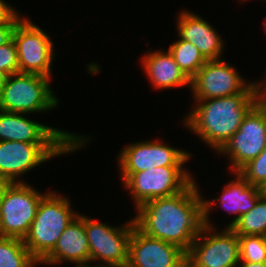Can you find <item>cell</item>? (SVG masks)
<instances>
[{"mask_svg": "<svg viewBox=\"0 0 266 267\" xmlns=\"http://www.w3.org/2000/svg\"><path fill=\"white\" fill-rule=\"evenodd\" d=\"M196 184L193 181L174 196L154 198L138 206L135 226L187 253L203 226V197Z\"/></svg>", "mask_w": 266, "mask_h": 267, "instance_id": "6da1fadb", "label": "cell"}, {"mask_svg": "<svg viewBox=\"0 0 266 267\" xmlns=\"http://www.w3.org/2000/svg\"><path fill=\"white\" fill-rule=\"evenodd\" d=\"M254 106L251 84L240 94L196 101V107L184 118L185 126L218 152Z\"/></svg>", "mask_w": 266, "mask_h": 267, "instance_id": "7a4b0ae2", "label": "cell"}, {"mask_svg": "<svg viewBox=\"0 0 266 267\" xmlns=\"http://www.w3.org/2000/svg\"><path fill=\"white\" fill-rule=\"evenodd\" d=\"M70 204L69 198L54 191L42 197L29 232L23 239L24 245L39 263L54 249L62 232L78 216Z\"/></svg>", "mask_w": 266, "mask_h": 267, "instance_id": "3957f363", "label": "cell"}, {"mask_svg": "<svg viewBox=\"0 0 266 267\" xmlns=\"http://www.w3.org/2000/svg\"><path fill=\"white\" fill-rule=\"evenodd\" d=\"M51 78L33 73H13L0 90V110L11 113H34L58 105L50 88Z\"/></svg>", "mask_w": 266, "mask_h": 267, "instance_id": "277c9868", "label": "cell"}, {"mask_svg": "<svg viewBox=\"0 0 266 267\" xmlns=\"http://www.w3.org/2000/svg\"><path fill=\"white\" fill-rule=\"evenodd\" d=\"M85 143H26L0 141V177L11 183L21 174L37 167L54 156L80 149Z\"/></svg>", "mask_w": 266, "mask_h": 267, "instance_id": "5b68a950", "label": "cell"}, {"mask_svg": "<svg viewBox=\"0 0 266 267\" xmlns=\"http://www.w3.org/2000/svg\"><path fill=\"white\" fill-rule=\"evenodd\" d=\"M44 195L27 183H10L1 201L0 236L23 240Z\"/></svg>", "mask_w": 266, "mask_h": 267, "instance_id": "8992f818", "label": "cell"}, {"mask_svg": "<svg viewBox=\"0 0 266 267\" xmlns=\"http://www.w3.org/2000/svg\"><path fill=\"white\" fill-rule=\"evenodd\" d=\"M84 225L90 263L100 260L103 267H125L128 264L129 240L135 225L133 219L126 225L115 228L84 215Z\"/></svg>", "mask_w": 266, "mask_h": 267, "instance_id": "52a82bcc", "label": "cell"}, {"mask_svg": "<svg viewBox=\"0 0 266 267\" xmlns=\"http://www.w3.org/2000/svg\"><path fill=\"white\" fill-rule=\"evenodd\" d=\"M212 230L215 229L202 226L186 253V261L192 267H237L240 262L239 236L230 227L220 234Z\"/></svg>", "mask_w": 266, "mask_h": 267, "instance_id": "ba28073f", "label": "cell"}, {"mask_svg": "<svg viewBox=\"0 0 266 267\" xmlns=\"http://www.w3.org/2000/svg\"><path fill=\"white\" fill-rule=\"evenodd\" d=\"M183 167H157L133 173L123 184L134 198L135 207L154 198L170 197L184 191L193 181Z\"/></svg>", "mask_w": 266, "mask_h": 267, "instance_id": "9c48e42d", "label": "cell"}, {"mask_svg": "<svg viewBox=\"0 0 266 267\" xmlns=\"http://www.w3.org/2000/svg\"><path fill=\"white\" fill-rule=\"evenodd\" d=\"M12 39L16 45L19 72L51 77L54 52L49 35L28 18L16 25Z\"/></svg>", "mask_w": 266, "mask_h": 267, "instance_id": "30bf717a", "label": "cell"}, {"mask_svg": "<svg viewBox=\"0 0 266 267\" xmlns=\"http://www.w3.org/2000/svg\"><path fill=\"white\" fill-rule=\"evenodd\" d=\"M141 141L130 144L119 154L120 175L124 183L133 173L157 167H183L190 160V153L161 143Z\"/></svg>", "mask_w": 266, "mask_h": 267, "instance_id": "8fae6325", "label": "cell"}, {"mask_svg": "<svg viewBox=\"0 0 266 267\" xmlns=\"http://www.w3.org/2000/svg\"><path fill=\"white\" fill-rule=\"evenodd\" d=\"M266 147V109L254 106L244 117L239 130L218 153L227 154L232 171L238 172ZM234 169V170H233Z\"/></svg>", "mask_w": 266, "mask_h": 267, "instance_id": "7c38bea8", "label": "cell"}, {"mask_svg": "<svg viewBox=\"0 0 266 267\" xmlns=\"http://www.w3.org/2000/svg\"><path fill=\"white\" fill-rule=\"evenodd\" d=\"M245 81L232 65L221 59L207 60L190 79V88L194 101L207 100L243 93L251 85Z\"/></svg>", "mask_w": 266, "mask_h": 267, "instance_id": "4fadbf2b", "label": "cell"}, {"mask_svg": "<svg viewBox=\"0 0 266 267\" xmlns=\"http://www.w3.org/2000/svg\"><path fill=\"white\" fill-rule=\"evenodd\" d=\"M25 115L23 113H11L0 110V141L87 143V137L48 127L25 118Z\"/></svg>", "mask_w": 266, "mask_h": 267, "instance_id": "5bb4252c", "label": "cell"}, {"mask_svg": "<svg viewBox=\"0 0 266 267\" xmlns=\"http://www.w3.org/2000/svg\"><path fill=\"white\" fill-rule=\"evenodd\" d=\"M186 252L177 245L148 236L135 225L129 240V267H183Z\"/></svg>", "mask_w": 266, "mask_h": 267, "instance_id": "9a60e30c", "label": "cell"}, {"mask_svg": "<svg viewBox=\"0 0 266 267\" xmlns=\"http://www.w3.org/2000/svg\"><path fill=\"white\" fill-rule=\"evenodd\" d=\"M236 179L228 183L221 193L212 201L203 198V225L213 227L209 219L212 205L220 202V206L227 212L237 214L236 218L228 225L231 227L243 214L254 208L257 200L261 197L259 187L251 185L238 172H235ZM216 201V202H215ZM213 203V204H212Z\"/></svg>", "mask_w": 266, "mask_h": 267, "instance_id": "2e32d148", "label": "cell"}, {"mask_svg": "<svg viewBox=\"0 0 266 267\" xmlns=\"http://www.w3.org/2000/svg\"><path fill=\"white\" fill-rule=\"evenodd\" d=\"M71 261L77 265L90 263V251L84 215L78 214L60 235L54 249L39 263L55 264Z\"/></svg>", "mask_w": 266, "mask_h": 267, "instance_id": "e0dca14e", "label": "cell"}, {"mask_svg": "<svg viewBox=\"0 0 266 267\" xmlns=\"http://www.w3.org/2000/svg\"><path fill=\"white\" fill-rule=\"evenodd\" d=\"M177 30L178 37L195 45L206 60L220 59L223 39L207 21L183 11L178 17Z\"/></svg>", "mask_w": 266, "mask_h": 267, "instance_id": "ac0fdd59", "label": "cell"}, {"mask_svg": "<svg viewBox=\"0 0 266 267\" xmlns=\"http://www.w3.org/2000/svg\"><path fill=\"white\" fill-rule=\"evenodd\" d=\"M142 58V66L154 88L190 86V79L180 69L168 50L150 52Z\"/></svg>", "mask_w": 266, "mask_h": 267, "instance_id": "d6986e66", "label": "cell"}, {"mask_svg": "<svg viewBox=\"0 0 266 267\" xmlns=\"http://www.w3.org/2000/svg\"><path fill=\"white\" fill-rule=\"evenodd\" d=\"M39 262L18 238L0 236V267H35Z\"/></svg>", "mask_w": 266, "mask_h": 267, "instance_id": "ffe728a7", "label": "cell"}, {"mask_svg": "<svg viewBox=\"0 0 266 267\" xmlns=\"http://www.w3.org/2000/svg\"><path fill=\"white\" fill-rule=\"evenodd\" d=\"M168 51L189 79L207 62L195 45L181 38L172 43Z\"/></svg>", "mask_w": 266, "mask_h": 267, "instance_id": "44dd1931", "label": "cell"}, {"mask_svg": "<svg viewBox=\"0 0 266 267\" xmlns=\"http://www.w3.org/2000/svg\"><path fill=\"white\" fill-rule=\"evenodd\" d=\"M238 236H266V199L262 196L254 208L240 216L230 227Z\"/></svg>", "mask_w": 266, "mask_h": 267, "instance_id": "7402d4cb", "label": "cell"}, {"mask_svg": "<svg viewBox=\"0 0 266 267\" xmlns=\"http://www.w3.org/2000/svg\"><path fill=\"white\" fill-rule=\"evenodd\" d=\"M240 261L266 262V240L264 236H239Z\"/></svg>", "mask_w": 266, "mask_h": 267, "instance_id": "603a6c76", "label": "cell"}, {"mask_svg": "<svg viewBox=\"0 0 266 267\" xmlns=\"http://www.w3.org/2000/svg\"><path fill=\"white\" fill-rule=\"evenodd\" d=\"M238 173L251 185L261 187L266 181V147L255 159L243 166Z\"/></svg>", "mask_w": 266, "mask_h": 267, "instance_id": "cb8c5ba5", "label": "cell"}, {"mask_svg": "<svg viewBox=\"0 0 266 267\" xmlns=\"http://www.w3.org/2000/svg\"><path fill=\"white\" fill-rule=\"evenodd\" d=\"M0 70L9 75L19 72L17 49L13 39L0 46Z\"/></svg>", "mask_w": 266, "mask_h": 267, "instance_id": "d4e9b609", "label": "cell"}, {"mask_svg": "<svg viewBox=\"0 0 266 267\" xmlns=\"http://www.w3.org/2000/svg\"><path fill=\"white\" fill-rule=\"evenodd\" d=\"M21 20L20 15L10 5L0 0V24L18 23Z\"/></svg>", "mask_w": 266, "mask_h": 267, "instance_id": "484cf974", "label": "cell"}, {"mask_svg": "<svg viewBox=\"0 0 266 267\" xmlns=\"http://www.w3.org/2000/svg\"><path fill=\"white\" fill-rule=\"evenodd\" d=\"M266 81V80H265ZM264 81L265 85L263 86L262 83H252L254 96H255V106L266 109V82ZM264 88V89H263Z\"/></svg>", "mask_w": 266, "mask_h": 267, "instance_id": "4316f807", "label": "cell"}, {"mask_svg": "<svg viewBox=\"0 0 266 267\" xmlns=\"http://www.w3.org/2000/svg\"><path fill=\"white\" fill-rule=\"evenodd\" d=\"M17 23L0 24V46L8 43L13 36V31Z\"/></svg>", "mask_w": 266, "mask_h": 267, "instance_id": "83f0119b", "label": "cell"}, {"mask_svg": "<svg viewBox=\"0 0 266 267\" xmlns=\"http://www.w3.org/2000/svg\"><path fill=\"white\" fill-rule=\"evenodd\" d=\"M238 264L240 267H266V262L252 263V262L240 261Z\"/></svg>", "mask_w": 266, "mask_h": 267, "instance_id": "f1b7e54d", "label": "cell"}, {"mask_svg": "<svg viewBox=\"0 0 266 267\" xmlns=\"http://www.w3.org/2000/svg\"><path fill=\"white\" fill-rule=\"evenodd\" d=\"M11 182H9L8 180L6 179H3L0 177V209H1V201H2V197H3V194L7 188V186L10 184Z\"/></svg>", "mask_w": 266, "mask_h": 267, "instance_id": "f546056e", "label": "cell"}, {"mask_svg": "<svg viewBox=\"0 0 266 267\" xmlns=\"http://www.w3.org/2000/svg\"><path fill=\"white\" fill-rule=\"evenodd\" d=\"M8 77H9V74L7 72L0 70V90L6 84Z\"/></svg>", "mask_w": 266, "mask_h": 267, "instance_id": "4dcf8cb0", "label": "cell"}, {"mask_svg": "<svg viewBox=\"0 0 266 267\" xmlns=\"http://www.w3.org/2000/svg\"><path fill=\"white\" fill-rule=\"evenodd\" d=\"M259 189L261 192V196L266 199V181L264 182V184L261 187H259Z\"/></svg>", "mask_w": 266, "mask_h": 267, "instance_id": "1f68e13d", "label": "cell"}, {"mask_svg": "<svg viewBox=\"0 0 266 267\" xmlns=\"http://www.w3.org/2000/svg\"><path fill=\"white\" fill-rule=\"evenodd\" d=\"M88 265L89 264H87V265H77L76 267H94V266H90V265L88 266ZM95 267H103V266H101V265L100 266L99 265L97 266L96 265Z\"/></svg>", "mask_w": 266, "mask_h": 267, "instance_id": "d6a6232c", "label": "cell"}, {"mask_svg": "<svg viewBox=\"0 0 266 267\" xmlns=\"http://www.w3.org/2000/svg\"><path fill=\"white\" fill-rule=\"evenodd\" d=\"M183 267H192V266L186 261Z\"/></svg>", "mask_w": 266, "mask_h": 267, "instance_id": "836d02e7", "label": "cell"}]
</instances>
